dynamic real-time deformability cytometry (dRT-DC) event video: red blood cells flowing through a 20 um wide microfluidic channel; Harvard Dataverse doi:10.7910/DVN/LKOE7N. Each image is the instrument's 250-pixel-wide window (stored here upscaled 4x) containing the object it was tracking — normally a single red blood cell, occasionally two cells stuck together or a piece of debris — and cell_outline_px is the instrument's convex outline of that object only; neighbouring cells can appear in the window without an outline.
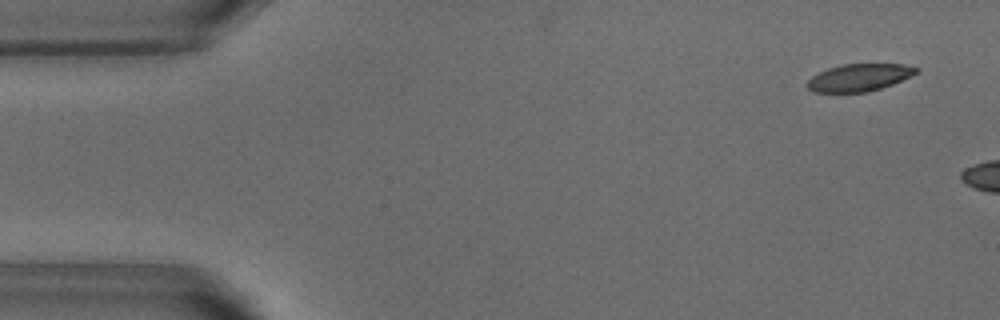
{"species": "common noctule bat (a hibernating species)", "species_latin": "Nyctalus noctula", "temperature_condition": "warm", "stored_images_in_passage": 6, "camera_frame_rate_fps": 3000, "um_per_image_px": 0.085, "animal": {"sex": "male", "body_mass_g": 18.8}, "frame": {"image": 1, "passage_image": 3, "time_ms": 0.667, "image_size_px": [1000, 320], "cell_outline_px": [[920, 72], [892, 84], [868, 92], [812, 92], [808, 88], [808, 80], [812, 76], [828, 68], [840, 64], [904, 64], [920, 68]], "centroid_in_image_um": [73.06, 6.58], "position_along_channel_um": 11.9, "area_um2": 17.34}}